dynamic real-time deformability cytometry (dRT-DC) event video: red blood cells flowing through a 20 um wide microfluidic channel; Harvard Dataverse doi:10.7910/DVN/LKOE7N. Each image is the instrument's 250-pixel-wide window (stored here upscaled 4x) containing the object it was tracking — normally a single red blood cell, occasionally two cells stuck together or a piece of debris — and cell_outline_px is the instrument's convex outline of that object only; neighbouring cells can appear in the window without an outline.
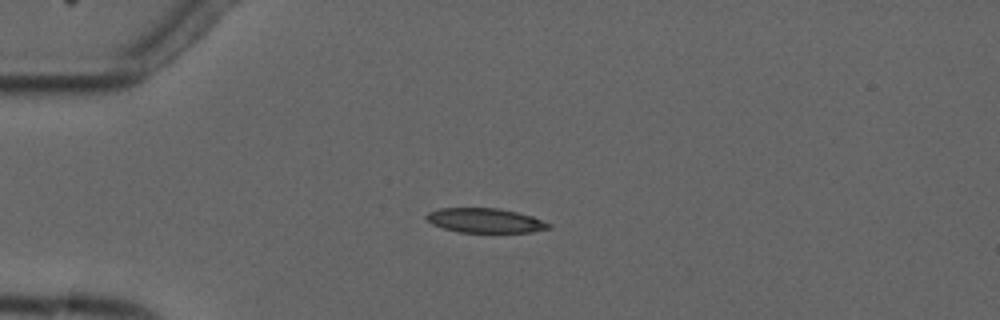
{"species": "common noctule bat (a hibernating species)", "species_latin": "Nyctalus noctula", "temperature_condition": "cold", "stored_images_in_passage": 6, "camera_frame_rate_fps": 3000, "um_per_image_px": 0.085, "animal": {"sex": "male", "forearm_length_mm": 52.5}, "frame": {"image": 1, "passage_image": 2, "time_ms": 2.0, "image_size_px": [1000, 320], "cell_outline_px": [[552, 228], [532, 232], [460, 232], [444, 228], [432, 224], [424, 216], [428, 212], [440, 208], [496, 208], [516, 212], [532, 216], [552, 224]], "centroid_in_image_um": [41.25, 18.74], "position_along_channel_um": 43.7, "area_um2": 17.4}}
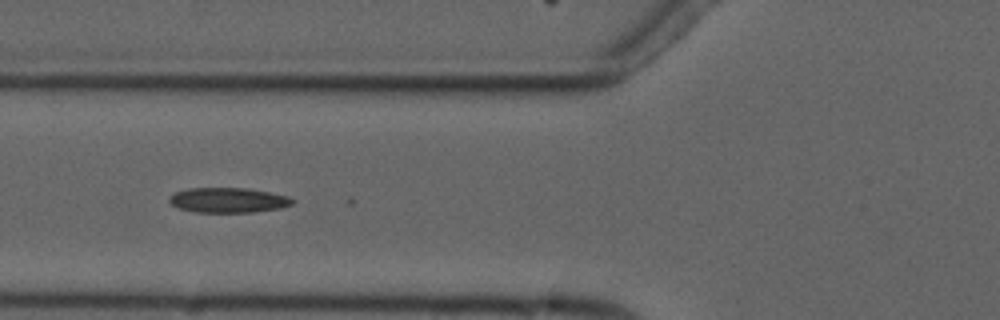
{"frame": {"image": 2, "passage_image": 4, "time_ms": 4.333, "image_size_px": [1000, 320], "cell_outline_px": [[296, 200], [292, 204], [280, 208], [252, 212], [196, 212], [180, 208], [172, 204], [168, 200], [168, 196], [176, 192], [188, 188], [248, 188], [288, 196]], "centroid_in_image_um": [19.4, 17.01], "position_along_channel_um": 106.4, "area_um2": 17.86}}
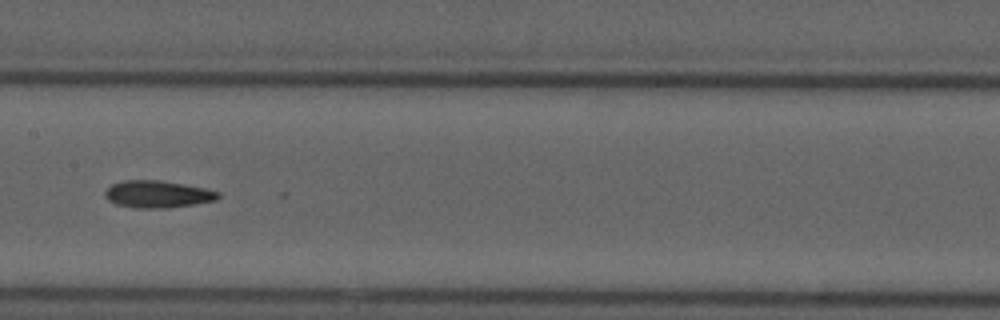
{"frame": {"image": 3, "passage_image": 6, "time_ms": 6.667, "image_size_px": [1000, 320], "cell_outline_px": [[220, 196], [216, 200], [168, 208], [136, 208], [116, 204], [108, 200], [104, 196], [104, 192], [112, 184], [124, 180], [160, 180], [184, 184], [204, 188], [220, 192]], "centroid_in_image_um": [13.38, 16.5], "position_along_channel_um": 194.0, "area_um2": 17.86}}